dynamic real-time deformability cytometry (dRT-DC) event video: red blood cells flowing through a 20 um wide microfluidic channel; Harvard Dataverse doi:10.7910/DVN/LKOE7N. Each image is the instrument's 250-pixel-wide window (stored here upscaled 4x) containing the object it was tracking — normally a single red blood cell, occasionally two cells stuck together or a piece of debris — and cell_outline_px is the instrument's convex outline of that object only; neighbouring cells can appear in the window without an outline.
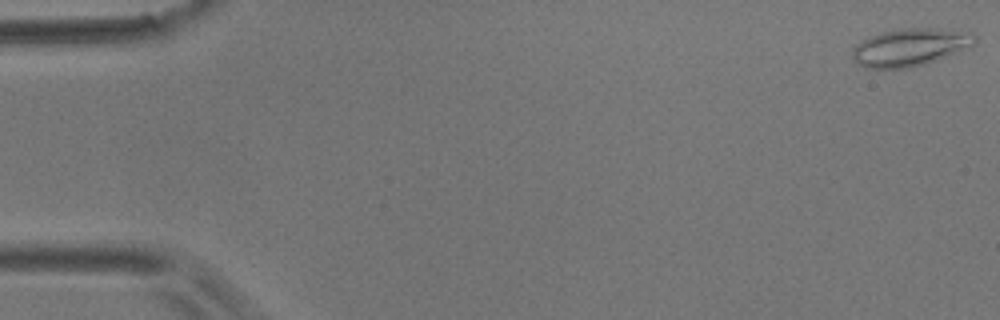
{"species": "common noctule bat (a hibernating species)", "species_latin": "Nyctalus noctula", "temperature_condition": "room temperature", "stored_images_in_passage": 56, "camera_frame_rate_fps": 3000, "um_per_image_px": 0.085, "animal": {"sex": "male", "body_mass_g": 17.9}, "frame": {"image": 1, "passage_image": 1, "time_ms": 0.0, "image_size_px": [1000, 320], "cell_outline_px": [[976, 40], [972, 48], [924, 64], [908, 68], [864, 68], [856, 64], [852, 56], [852, 48], [856, 44], [868, 36], [880, 32], [896, 28], [936, 28], [972, 32], [976, 36]], "centroid_in_image_um": [77.36, 4.0], "position_along_channel_um": 7.6, "area_um2": 27.4}}
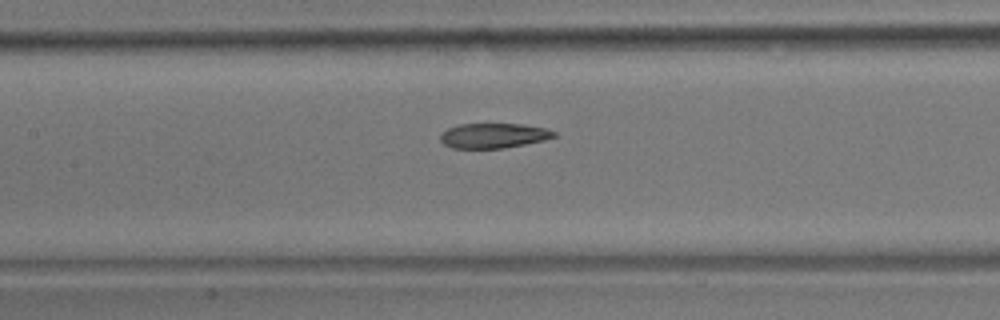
{"frame": {"image": 2, "passage_image": 26, "time_ms": 8.333, "image_size_px": [1000, 320], "cell_outline_px": [[556, 136], [544, 140], [504, 148], [452, 148], [444, 144], [440, 140], [440, 136], [448, 128], [460, 124], [520, 124], [544, 128], [556, 132]], "centroid_in_image_um": [41.94, 11.53], "position_along_channel_um": 165.5, "area_um2": 16.3}}
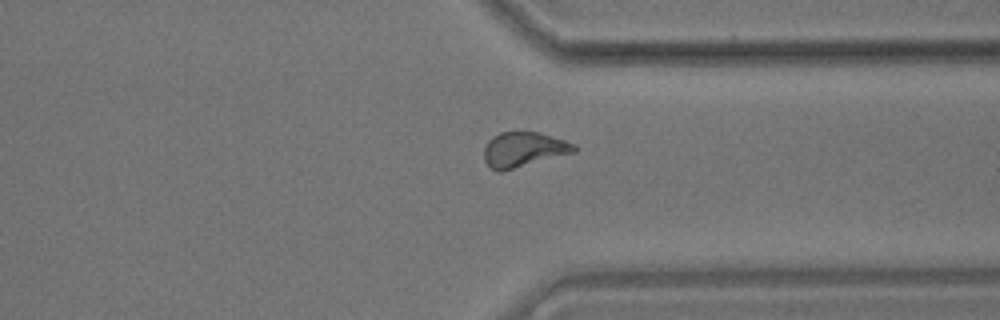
{"frame": {"image": 3, "passage_image": 43, "time_ms": 14.0, "image_size_px": [1000, 320], "cell_outline_px": [[576, 152], [500, 172], [496, 172], [484, 160], [484, 148], [488, 140], [492, 136], [500, 132], [536, 132], [564, 140], [576, 144]], "centroid_in_image_um": [44.49, 12.71], "position_along_channel_um": 366.9, "area_um2": 18.26}, "authors_computed_cell_mechanics": {"area_um2": 18.2648, "velocity_mm_per_s": 3.5698, "shape_relaxation_time_tau1_ms": 8.454, "shape_relaxation_time_tau2_ms": 3.0332, "deformation_change_tau1": 0.192, "deformation_change_tau2": 0.1032}}